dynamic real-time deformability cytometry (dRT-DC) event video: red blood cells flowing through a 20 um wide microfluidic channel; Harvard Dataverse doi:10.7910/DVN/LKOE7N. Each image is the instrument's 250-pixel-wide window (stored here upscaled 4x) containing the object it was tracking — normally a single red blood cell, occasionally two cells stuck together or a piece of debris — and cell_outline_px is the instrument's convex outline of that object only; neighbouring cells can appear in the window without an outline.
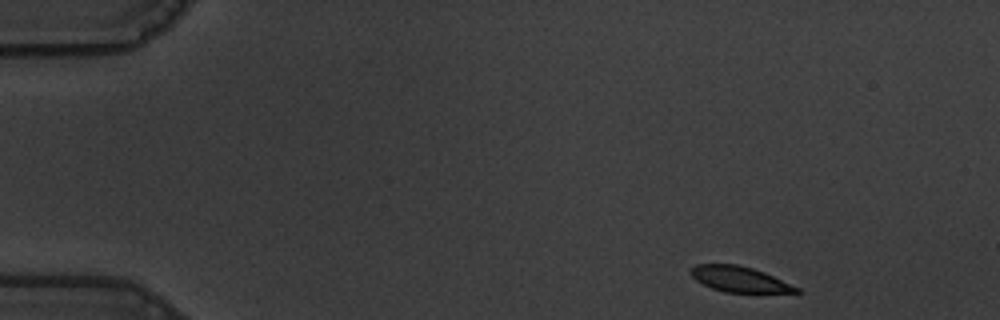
{"species": "common noctule bat (a hibernating species)", "species_latin": "Nyctalus noctula", "temperature_condition": "warm", "stored_images_in_passage": 51, "camera_frame_rate_fps": 3000, "um_per_image_px": 0.085, "animal": {"sex": "male", "body_mass_g": 19.5, "forearm_length_mm": 54.6}, "frame": {"image": 1, "passage_image": 1, "time_ms": 0.0, "image_size_px": [1000, 320], "cell_outline_px": [[800, 292], [724, 292], [712, 288], [696, 280], [688, 272], [696, 264], [736, 264], [752, 268], [764, 272], [800, 288]], "centroid_in_image_um": [62.83, 23.72], "position_along_channel_um": 22.2, "area_um2": 15.49}}
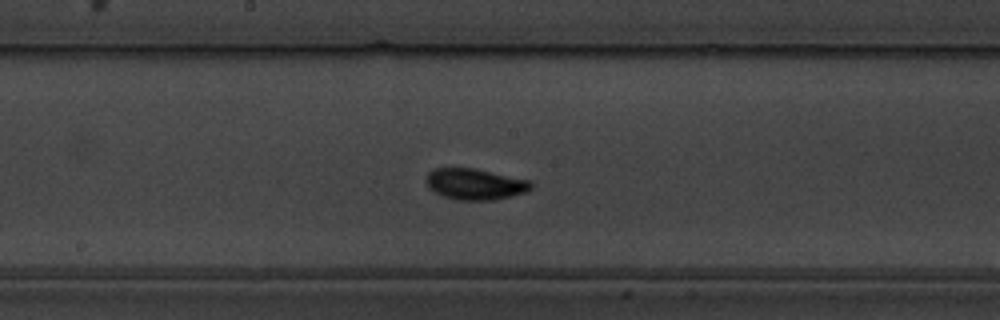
{"frame": {"image": 2, "passage_image": 25, "time_ms": 8.0, "image_size_px": [1000, 320], "cell_outline_px": [[532, 188], [528, 192], [512, 196], [492, 200], [456, 200], [444, 196], [428, 188], [424, 180], [428, 172], [432, 168], [476, 168], [532, 180]], "centroid_in_image_um": [40.39, 15.64], "position_along_channel_um": 207.8, "area_um2": 19.42}}
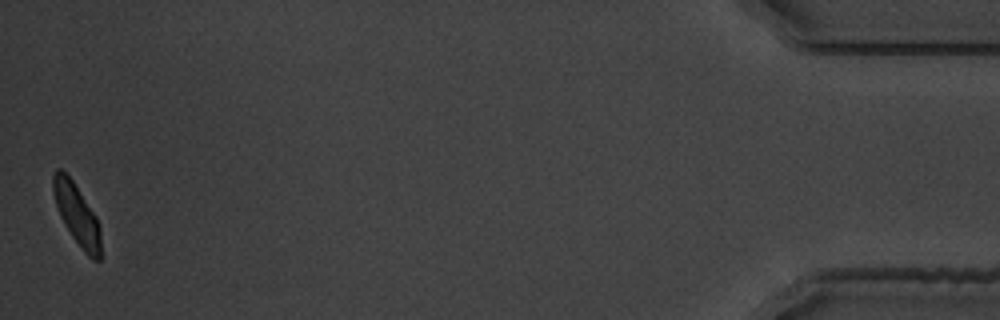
{"frame": {"image": 3, "passage_image": 51, "time_ms": 16.667, "image_size_px": [1000, 320], "cell_outline_px": [[100, 260], [92, 260], [84, 252], [72, 236], [60, 216], [52, 192], [52, 176], [56, 168], [60, 168], [72, 180], [96, 216], [100, 228]], "centroid_in_image_um": [6.52, 18.22], "position_along_channel_um": 428.7, "area_um2": 16.7}, "authors_computed_cell_mechanics": {"area_um2": 17.5712, "velocity_mm_per_s": 3.5361, "shape_relaxation_time_tau1_ms": 3.187, "shape_relaxation_time_tau2_ms": null, "deformation_change_tau1": 0.1476, "deformation_change_tau2": null}}